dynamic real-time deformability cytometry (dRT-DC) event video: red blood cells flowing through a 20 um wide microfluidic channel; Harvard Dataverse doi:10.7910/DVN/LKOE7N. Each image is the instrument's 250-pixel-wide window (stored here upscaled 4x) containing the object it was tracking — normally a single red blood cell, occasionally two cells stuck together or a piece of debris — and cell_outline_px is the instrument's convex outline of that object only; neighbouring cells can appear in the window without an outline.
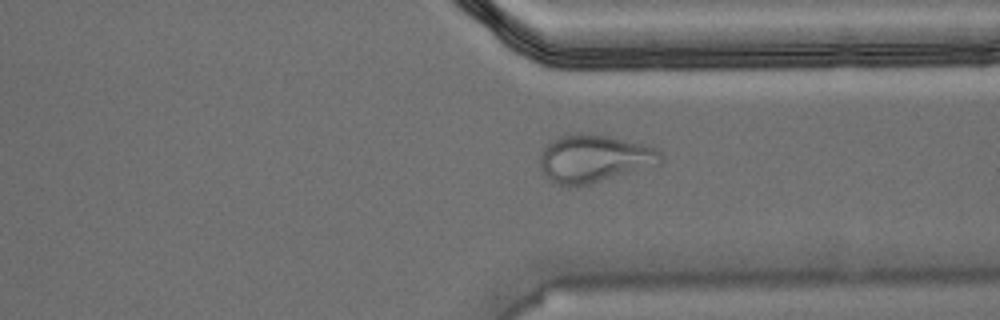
{"species": "Egyptian fruit bat (a non-hibernating species)", "species_latin": "Rousettus aegyptiacus", "temperature_condition": "warm", "stored_images_in_passage": 39, "camera_frame_rate_fps": 3000, "um_per_image_px": 0.085, "animal": {"sex": "male"}, "frame": {"image": 1, "passage_image": 28, "time_ms": 9.0, "image_size_px": [1000, 320], "cell_outline_px": [[664, 160], [660, 164], [588, 184], [568, 188], [552, 184], [544, 176], [540, 168], [540, 152], [552, 140], [560, 136], [576, 132], [584, 132], [608, 136], [644, 144], [656, 148], [660, 152]], "centroid_in_image_um": [50.45, 13.49], "position_along_channel_um": 361.0, "area_um2": 34.04}}
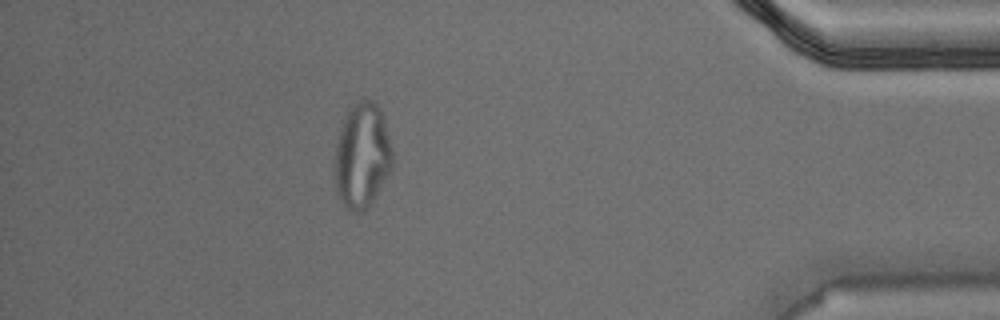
{"frame": {"image": 2, "passage_image": 34, "time_ms": 11.0, "image_size_px": [1000, 320], "cell_outline_px": [[392, 168], [372, 204], [364, 212], [352, 212], [344, 204], [336, 192], [332, 164], [332, 160], [340, 128], [348, 112], [364, 96], [372, 100], [380, 108], [384, 116], [392, 152]], "centroid_in_image_um": [30.76, 13.26], "position_along_channel_um": 404.4, "area_um2": 35.95}}